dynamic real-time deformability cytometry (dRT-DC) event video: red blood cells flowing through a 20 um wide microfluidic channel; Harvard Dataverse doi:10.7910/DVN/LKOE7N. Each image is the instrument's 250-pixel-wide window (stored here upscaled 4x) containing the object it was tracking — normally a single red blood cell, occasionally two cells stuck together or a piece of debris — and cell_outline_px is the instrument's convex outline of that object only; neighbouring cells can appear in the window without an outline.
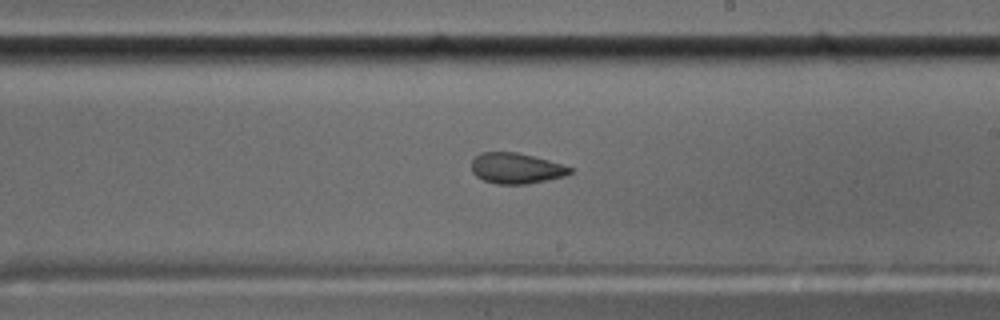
{"species": "common noctule bat (a hibernating species)", "species_latin": "Nyctalus noctula", "temperature_condition": "cold", "stored_images_in_passage": 57, "camera_frame_rate_fps": 3000, "um_per_image_px": 0.085, "animal": {"sex": "male", "body_mass_g": 17.5, "forearm_length_mm": 52.3}, "frame": {"image": 1, "passage_image": 34, "time_ms": 11.0, "image_size_px": [1000, 320], "cell_outline_px": [[572, 172], [564, 176], [528, 184], [496, 184], [484, 180], [476, 176], [472, 172], [472, 160], [480, 152], [516, 152], [548, 160], [572, 168]], "centroid_in_image_um": [43.84, 14.31], "position_along_channel_um": 245.2, "area_um2": 17.46}}
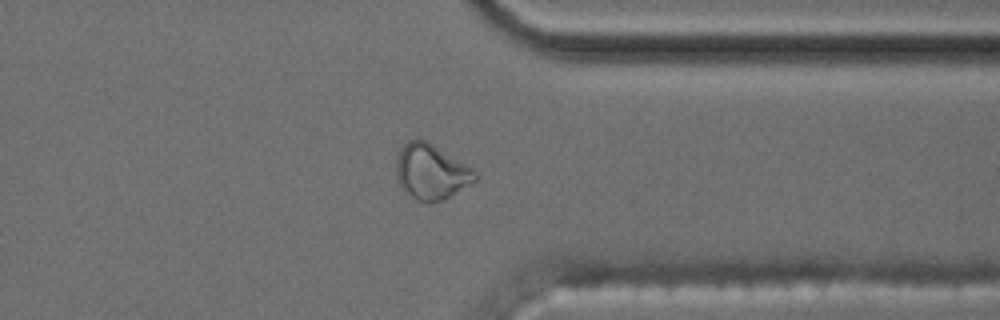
{"frame": {"image": 2, "passage_image": 45, "time_ms": 14.667, "image_size_px": [1000, 320], "cell_outline_px": [[476, 180], [448, 196], [440, 200], [416, 200], [408, 196], [400, 188], [396, 176], [396, 160], [400, 148], [408, 140], [416, 136], [428, 140], [472, 168], [476, 172]], "centroid_in_image_um": [36.58, 14.54], "position_along_channel_um": 374.8, "area_um2": 25.37}}
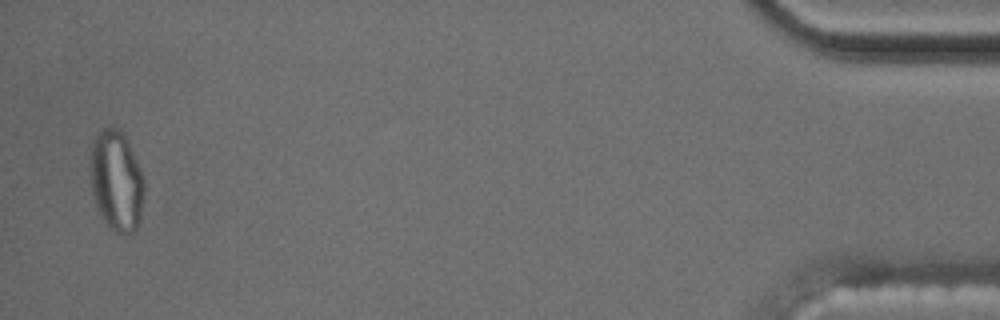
{"frame": {"image": 3, "passage_image": 56, "time_ms": 18.333, "image_size_px": [1000, 320], "cell_outline_px": [[144, 196], [140, 216], [136, 228], [132, 232], [116, 232], [108, 228], [96, 204], [92, 192], [92, 140], [96, 132], [100, 128], [108, 124], [120, 128], [144, 176]], "centroid_in_image_um": [9.9, 15.31], "position_along_channel_um": 425.3, "area_um2": 31.33}, "authors_computed_cell_mechanics": {"area_um2": 18.496, "velocity_mm_per_s": 3.6024, "shape_relaxation_time_tau1_ms": null, "shape_relaxation_time_tau2_ms": 2.6262, "deformation_change_tau1": null, "deformation_change_tau2": 0.0716}}